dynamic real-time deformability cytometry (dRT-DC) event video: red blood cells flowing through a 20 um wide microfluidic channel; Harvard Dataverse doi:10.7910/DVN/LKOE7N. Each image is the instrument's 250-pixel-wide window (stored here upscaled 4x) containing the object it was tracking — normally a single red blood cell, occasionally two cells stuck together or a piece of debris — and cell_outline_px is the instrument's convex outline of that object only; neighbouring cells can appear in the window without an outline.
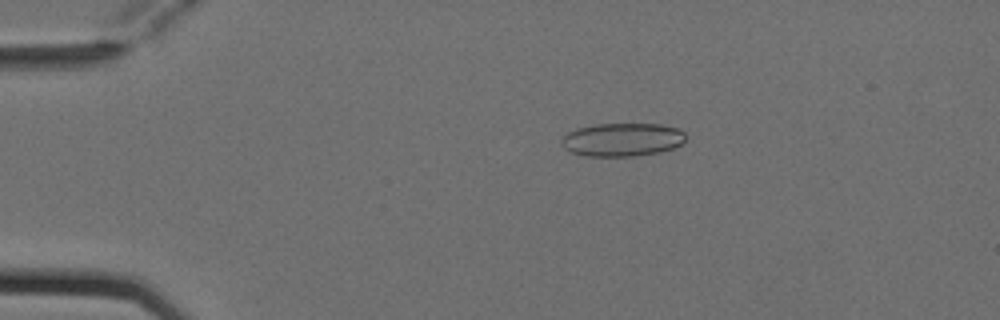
{"species": "Egyptian fruit bat (a non-hibernating species)", "species_latin": "Rousettus aegyptiacus", "temperature_condition": "cold", "stored_images_in_passage": 5, "camera_frame_rate_fps": 3000, "um_per_image_px": 0.085, "animal": {"sex": "female"}, "frame": {"image": 1, "passage_image": 3, "time_ms": 0.667, "image_size_px": [1000, 320], "cell_outline_px": [[684, 140], [680, 144], [672, 148], [660, 152], [636, 156], [588, 156], [572, 152], [564, 148], [560, 140], [568, 132], [576, 128], [596, 124], [664, 124], [680, 128], [684, 132]], "centroid_in_image_um": [52.9, 11.86], "position_along_channel_um": 32.1, "area_um2": 24.16}}